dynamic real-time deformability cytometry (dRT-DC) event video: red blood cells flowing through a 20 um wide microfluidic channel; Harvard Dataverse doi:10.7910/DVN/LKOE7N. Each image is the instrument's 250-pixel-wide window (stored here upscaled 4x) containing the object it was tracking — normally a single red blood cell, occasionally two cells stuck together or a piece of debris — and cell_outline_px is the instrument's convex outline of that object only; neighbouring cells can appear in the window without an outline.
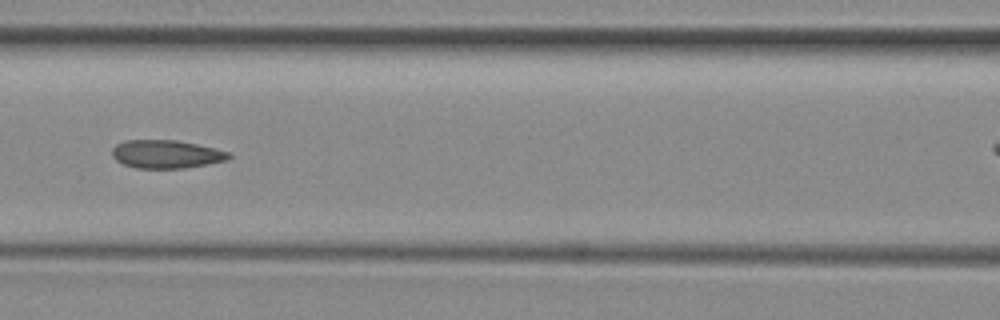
{"species": "common noctule bat (a hibernating species)", "species_latin": "Nyctalus noctula", "temperature_condition": "room temperature", "stored_images_in_passage": 9, "segment_of_instrument_passage": [1, 2], "camera_frame_rate_fps": 3000, "um_per_image_px": 0.085, "animal": {"sex": "female", "body_mass_g": 29.2, "forearm_length_mm": 56.3}, "frame": {"image": 1, "passage_image": 8, "time_ms": 9.0, "image_size_px": [1000, 320], "cell_outline_px": [[232, 156], [228, 160], [184, 168], [136, 168], [124, 164], [116, 160], [112, 156], [112, 148], [116, 144], [124, 140], [176, 140], [196, 144], [232, 152]], "centroid_in_image_um": [14.14, 13.1], "position_along_channel_um": 152.5, "area_um2": 19.25}}